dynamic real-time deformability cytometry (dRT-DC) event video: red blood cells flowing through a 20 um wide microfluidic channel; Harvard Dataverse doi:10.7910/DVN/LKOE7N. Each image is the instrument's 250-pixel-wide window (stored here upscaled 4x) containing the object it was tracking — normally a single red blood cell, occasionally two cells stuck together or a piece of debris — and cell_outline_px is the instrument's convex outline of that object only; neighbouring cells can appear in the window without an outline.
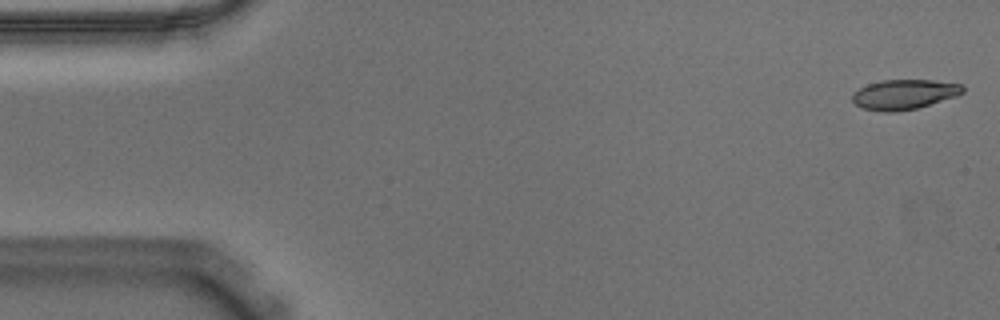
{"species": "Egyptian fruit bat (a non-hibernating species)", "species_latin": "Rousettus aegyptiacus", "temperature_condition": "warm", "stored_images_in_passage": 54, "camera_frame_rate_fps": 3000, "um_per_image_px": 0.085, "animal": {"sex": "male"}, "frame": {"image": 1, "passage_image": 1, "time_ms": 0.0, "image_size_px": [1000, 320], "cell_outline_px": [[964, 92], [956, 96], [916, 108], [896, 112], [880, 112], [864, 108], [856, 104], [852, 100], [852, 92], [868, 84], [880, 80], [932, 80], [964, 84]], "centroid_in_image_um": [76.85, 8.02], "position_along_channel_um": 8.2, "area_um2": 19.25}}
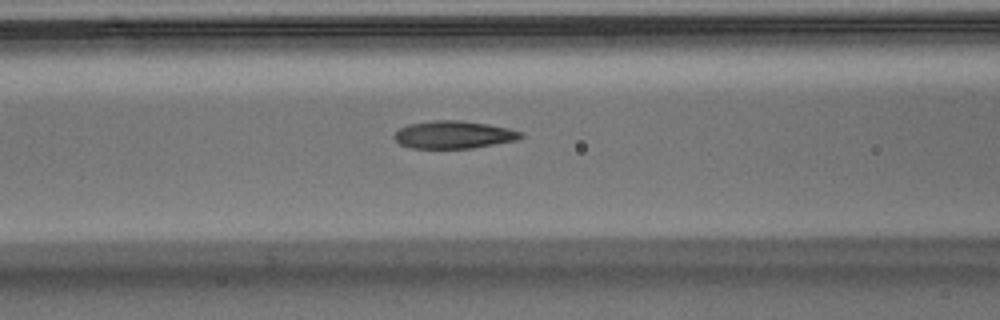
{"frame": {"image": 2, "passage_image": 21, "time_ms": 6.667, "image_size_px": [1000, 320], "cell_outline_px": [[524, 136], [516, 140], [472, 148], [412, 148], [400, 144], [392, 136], [400, 128], [408, 124], [432, 120], [460, 120], [488, 124], [508, 128], [524, 132]], "centroid_in_image_um": [38.56, 11.44], "position_along_channel_um": 128.0, "area_um2": 20.4}}
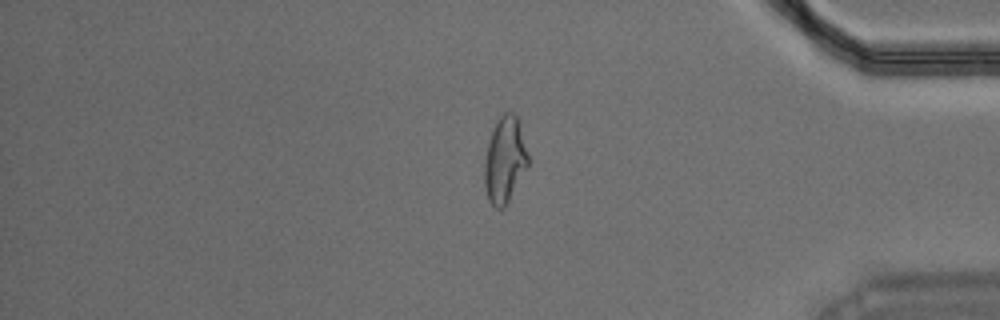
{"frame": {"image": 3, "passage_image": 45, "time_ms": 14.667, "image_size_px": [1000, 320], "cell_outline_px": [[528, 168], [504, 208], [496, 208], [488, 200], [484, 184], [484, 164], [488, 144], [492, 128], [496, 120], [504, 112], [512, 112], [516, 116], [528, 156]], "centroid_in_image_um": [42.89, 13.62], "position_along_channel_um": 392.3, "area_um2": 21.73}, "authors_computed_cell_mechanics": {"area_um2": 20.4034, "velocity_mm_per_s": 3.6528, "shape_relaxation_time_tau1_ms": 10.5275, "shape_relaxation_time_tau2_ms": 1.5778, "deformation_change_tau1": 0.3219, "deformation_change_tau2": 0.0945}}